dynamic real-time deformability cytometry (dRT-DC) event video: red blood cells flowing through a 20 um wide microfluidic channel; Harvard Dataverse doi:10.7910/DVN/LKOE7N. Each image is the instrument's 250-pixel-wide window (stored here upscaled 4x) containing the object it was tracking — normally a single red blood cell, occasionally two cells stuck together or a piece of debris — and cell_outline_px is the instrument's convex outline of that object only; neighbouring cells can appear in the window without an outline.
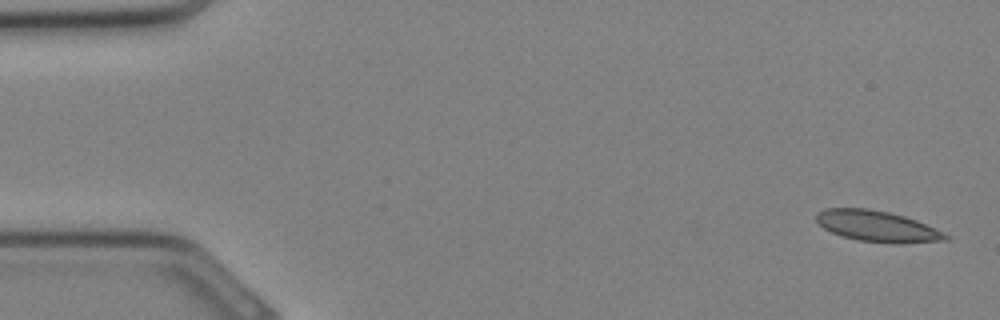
{"species": "Egyptian fruit bat (a non-hibernating species)", "species_latin": "Rousettus aegyptiacus", "temperature_condition": "cold", "stored_images_in_passage": 9, "camera_frame_rate_fps": 3000, "um_per_image_px": 0.085, "animal": {"sex": "female"}, "frame": {"image": 1, "passage_image": 1, "time_ms": 0.0, "image_size_px": [1000, 320], "cell_outline_px": [[948, 240], [900, 244], [896, 244], [860, 240], [844, 236], [832, 232], [824, 228], [816, 220], [816, 212], [824, 208], [868, 208], [888, 212], [904, 216], [916, 220], [948, 236]], "centroid_in_image_um": [74.52, 19.22], "position_along_channel_um": 10.5, "area_um2": 23.0}}